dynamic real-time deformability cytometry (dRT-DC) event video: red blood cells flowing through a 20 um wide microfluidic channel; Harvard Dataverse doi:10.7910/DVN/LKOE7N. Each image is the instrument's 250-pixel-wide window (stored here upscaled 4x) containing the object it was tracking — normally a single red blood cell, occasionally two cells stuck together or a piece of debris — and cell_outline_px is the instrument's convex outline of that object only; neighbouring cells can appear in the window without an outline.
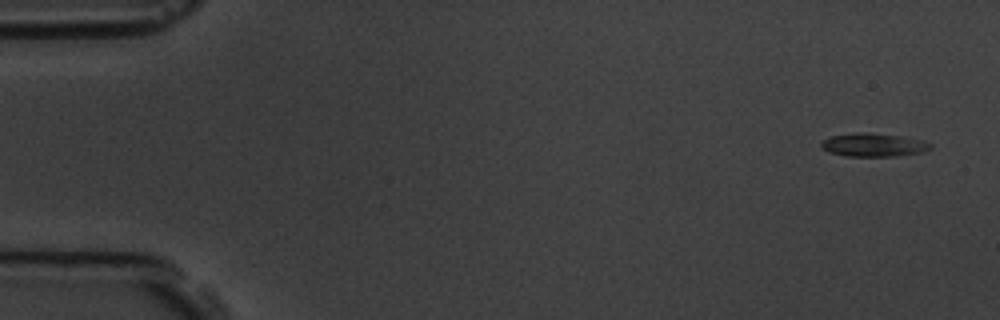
{"species": "common noctule bat (a hibernating species)", "species_latin": "Nyctalus noctula", "temperature_condition": "room temperature", "stored_images_in_passage": 5, "camera_frame_rate_fps": 3000, "um_per_image_px": 0.085, "animal": {"sex": "male", "body_mass_g": 19.5, "forearm_length_mm": 54.6}, "frame": {"image": 1, "passage_image": 1, "time_ms": 0.0, "image_size_px": [1000, 320], "cell_outline_px": [[932, 148], [920, 152], [892, 156], [848, 156], [828, 152], [820, 148], [820, 140], [832, 136], [856, 132], [868, 132], [900, 136], [920, 140], [932, 144]], "centroid_in_image_um": [74.16, 12.31], "position_along_channel_um": 10.8, "area_um2": 14.8}}
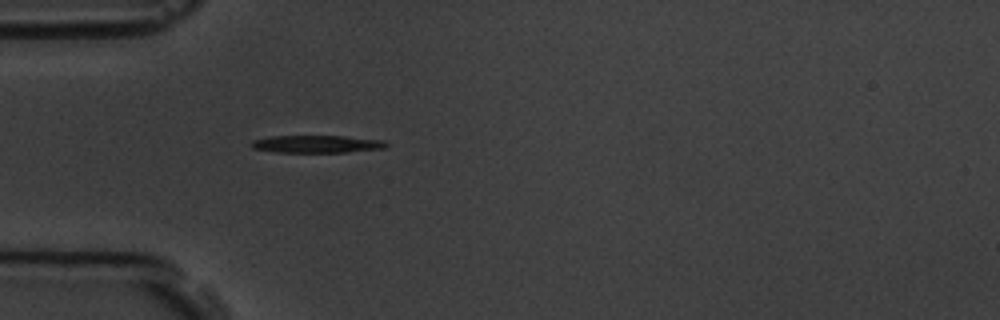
{"frame": {"image": 2, "passage_image": 5, "time_ms": 4.667, "image_size_px": [1000, 320], "cell_outline_px": [[388, 144], [384, 148], [348, 152], [276, 152], [252, 148], [248, 144], [252, 140], [272, 136], [344, 136], [384, 140]], "centroid_in_image_um": [26.9, 12.24], "position_along_channel_um": 58.1, "area_um2": 13.76}}